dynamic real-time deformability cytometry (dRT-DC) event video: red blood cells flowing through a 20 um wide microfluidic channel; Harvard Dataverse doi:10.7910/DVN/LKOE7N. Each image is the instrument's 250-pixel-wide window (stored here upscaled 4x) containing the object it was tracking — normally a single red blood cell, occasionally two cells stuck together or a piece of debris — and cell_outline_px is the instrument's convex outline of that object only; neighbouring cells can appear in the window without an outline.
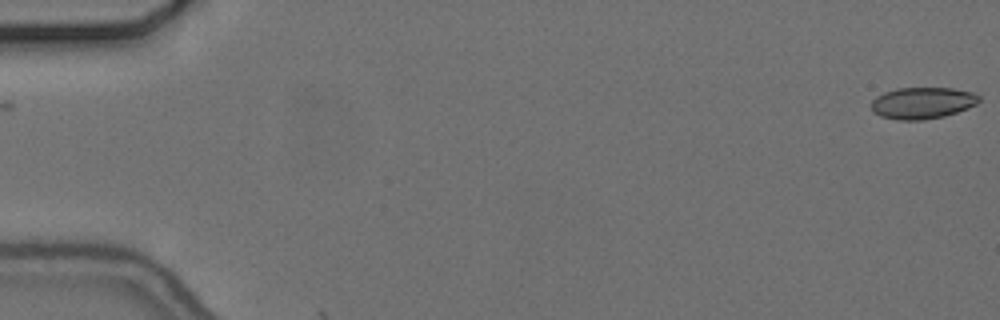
{"species": "common noctule bat (a hibernating species)", "species_latin": "Nyctalus noctula", "temperature_condition": "cold", "stored_images_in_passage": 2, "camera_frame_rate_fps": 3000, "um_per_image_px": 0.085, "animal": {"sex": "female", "body_mass_g": 24.6, "forearm_length_mm": 56.2}, "frame": {"image": 1, "passage_image": 1, "time_ms": 0.0, "image_size_px": [1000, 320], "cell_outline_px": [[980, 100], [976, 104], [968, 108], [944, 116], [924, 120], [900, 120], [880, 116], [872, 112], [872, 100], [876, 96], [884, 92], [896, 88], [952, 88], [972, 92], [980, 96]], "centroid_in_image_um": [78.39, 8.75], "position_along_channel_um": 6.6, "area_um2": 19.88}}